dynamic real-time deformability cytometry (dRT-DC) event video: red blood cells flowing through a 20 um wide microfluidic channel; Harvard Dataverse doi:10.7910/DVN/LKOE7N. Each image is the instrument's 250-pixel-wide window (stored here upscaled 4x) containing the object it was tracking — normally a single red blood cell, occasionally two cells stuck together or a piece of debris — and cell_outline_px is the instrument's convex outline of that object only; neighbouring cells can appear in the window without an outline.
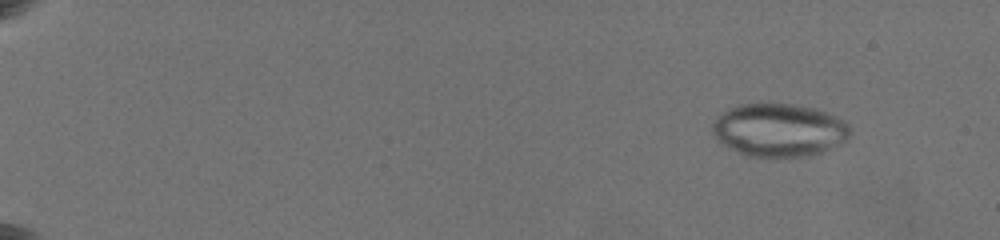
{"species": "common noctule bat (a hibernating species)", "species_latin": "Nyctalus noctula", "temperature_condition": "warm", "stored_images_in_passage": 9, "camera_frame_rate_fps": 3000, "um_per_image_px": 0.085, "animal": {"sex": "female", "body_mass_g": 19.5, "forearm_length_mm": 54.1}, "frame": {"image": 1, "passage_image": 3, "time_ms": 2.333, "image_size_px": [1000, 240], "cell_outline_px": [[848, 140], [840, 144], [820, 152], [808, 156], [744, 156], [728, 148], [716, 140], [712, 136], [712, 124], [724, 112], [732, 108], [744, 104], [788, 104], [812, 108], [824, 112], [844, 120], [848, 124]], "centroid_in_image_um": [66.18, 11.08], "position_along_channel_um": 18.8, "area_um2": 42.08}}